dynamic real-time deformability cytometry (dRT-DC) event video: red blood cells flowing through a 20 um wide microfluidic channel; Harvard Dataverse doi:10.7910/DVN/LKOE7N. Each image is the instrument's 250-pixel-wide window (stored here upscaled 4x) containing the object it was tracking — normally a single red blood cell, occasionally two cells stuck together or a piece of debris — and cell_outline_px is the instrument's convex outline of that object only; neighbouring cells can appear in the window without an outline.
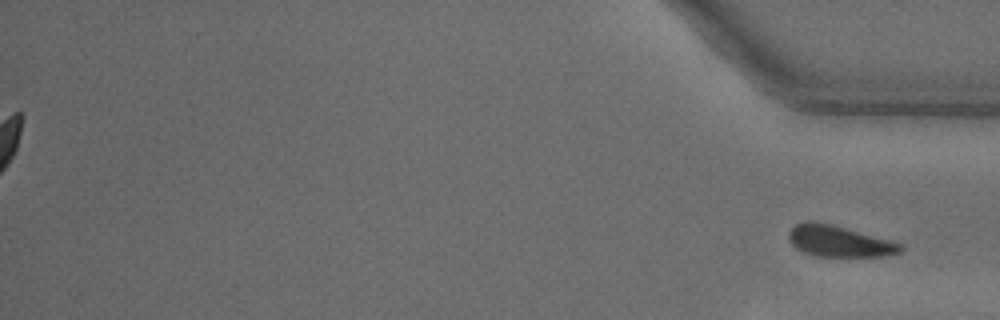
{"species": "common noctule bat (a hibernating species)", "species_latin": "Nyctalus noctula", "temperature_condition": "warm", "stored_images_in_passage": 44, "segment_of_instrument_passage": [2, 2], "camera_frame_rate_fps": 3000, "um_per_image_px": 0.085, "animal": {"sex": "male", "body_mass_g": 18.8}, "frame": {"image": 1, "passage_image": 44, "time_ms": 14.333, "image_size_px": [1000, 320], "cell_outline_px": [[904, 248], [900, 252], [884, 256], [816, 256], [804, 252], [796, 248], [792, 244], [788, 236], [788, 232], [796, 224], [804, 220], [812, 220], [844, 228], [904, 244]], "centroid_in_image_um": [71.3, 20.5], "position_along_channel_um": 363.9, "area_um2": 20.06}}